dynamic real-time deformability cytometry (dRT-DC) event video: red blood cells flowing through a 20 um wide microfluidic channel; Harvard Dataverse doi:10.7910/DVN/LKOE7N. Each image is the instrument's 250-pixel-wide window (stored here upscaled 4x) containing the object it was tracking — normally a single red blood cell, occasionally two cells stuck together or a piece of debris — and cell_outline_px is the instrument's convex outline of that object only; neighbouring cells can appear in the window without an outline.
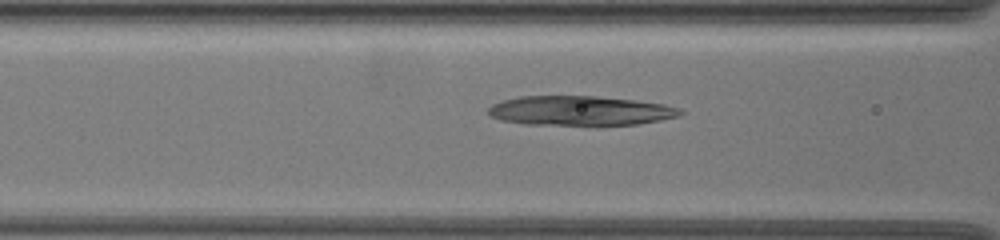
{"species": "common noctule bat (a hibernating species)", "species_latin": "Nyctalus noctula", "temperature_condition": "warm", "stored_images_in_passage": 47, "camera_frame_rate_fps": 3000, "um_per_image_px": 0.085, "animal": {"sex": "female", "body_mass_g": 19.5, "forearm_length_mm": 54.1}, "frame": {"image": 1, "passage_image": 21, "time_ms": 6.667, "image_size_px": [1000, 240], "cell_outline_px": [[684, 112], [680, 116], [660, 120], [636, 124], [596, 128], [524, 124], [500, 120], [492, 116], [488, 112], [488, 108], [492, 104], [504, 100], [520, 96], [596, 96], [632, 100], [664, 104], [680, 108]], "centroid_in_image_um": [49.33, 9.46], "position_along_channel_um": 117.3, "area_um2": 34.28}}
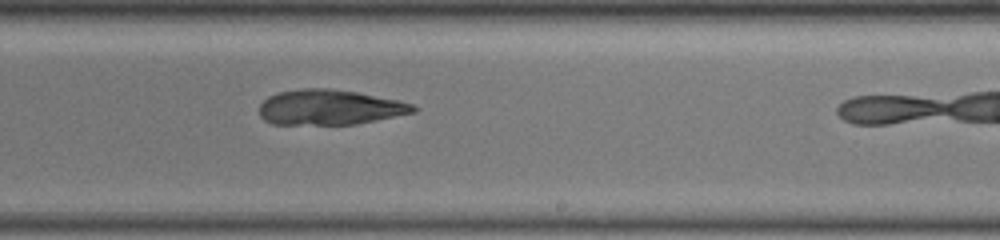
{"frame": {"image": 2, "passage_image": 33, "time_ms": 10.667, "image_size_px": [1000, 240], "cell_outline_px": [[420, 108], [416, 112], [356, 124], [272, 124], [264, 120], [260, 116], [260, 104], [268, 96], [280, 92], [304, 88], [328, 88], [356, 92], [396, 100], [412, 104]], "centroid_in_image_um": [28.02, 9.12], "position_along_channel_um": 261.0, "area_um2": 31.39}}
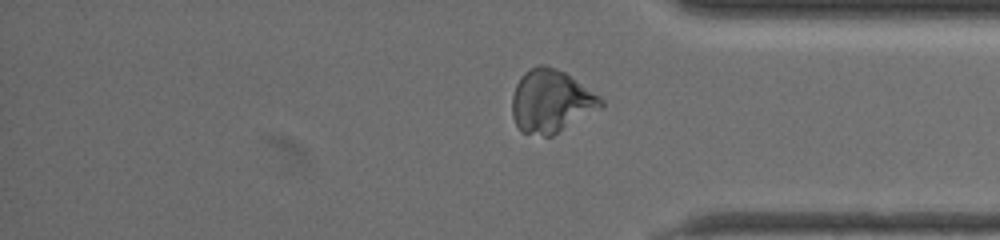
{"frame": {"image": 3, "passage_image": 44, "time_ms": 14.333, "image_size_px": [1000, 240], "cell_outline_px": [[604, 104], [600, 108], [552, 136], [544, 136], [520, 132], [512, 116], [512, 96], [516, 84], [520, 76], [524, 72], [540, 64], [544, 64], [556, 68], [564, 72], [600, 96], [604, 100]], "centroid_in_image_um": [46.81, 8.6], "position_along_channel_um": 388.4, "area_um2": 32.43}}